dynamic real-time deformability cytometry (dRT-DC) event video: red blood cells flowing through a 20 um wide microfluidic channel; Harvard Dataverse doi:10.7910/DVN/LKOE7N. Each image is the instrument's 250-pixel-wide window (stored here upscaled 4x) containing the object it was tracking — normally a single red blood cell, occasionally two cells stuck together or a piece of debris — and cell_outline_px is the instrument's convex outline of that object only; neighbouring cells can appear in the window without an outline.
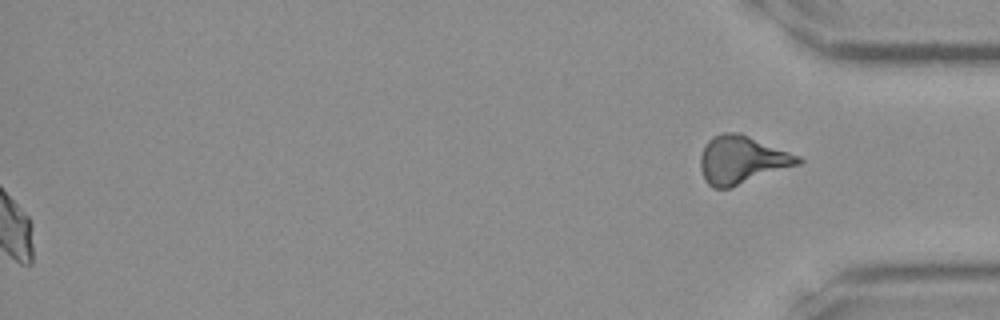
{"species": "Egyptian fruit bat (a non-hibernating species)", "species_latin": "Rousettus aegyptiacus", "temperature_condition": "room temperature", "stored_images_in_passage": 36, "segment_of_instrument_passage": [2, 2], "camera_frame_rate_fps": 3000, "um_per_image_px": 0.085, "frame": {"image": 1, "passage_image": 36, "time_ms": 11.667, "image_size_px": [1000, 320], "cell_outline_px": [[804, 160], [800, 164], [728, 188], [712, 188], [704, 180], [700, 168], [700, 156], [708, 140], [712, 136], [720, 132], [740, 132], [800, 156]], "centroid_in_image_um": [63.04, 13.57], "position_along_channel_um": 372.2, "area_um2": 27.28}}